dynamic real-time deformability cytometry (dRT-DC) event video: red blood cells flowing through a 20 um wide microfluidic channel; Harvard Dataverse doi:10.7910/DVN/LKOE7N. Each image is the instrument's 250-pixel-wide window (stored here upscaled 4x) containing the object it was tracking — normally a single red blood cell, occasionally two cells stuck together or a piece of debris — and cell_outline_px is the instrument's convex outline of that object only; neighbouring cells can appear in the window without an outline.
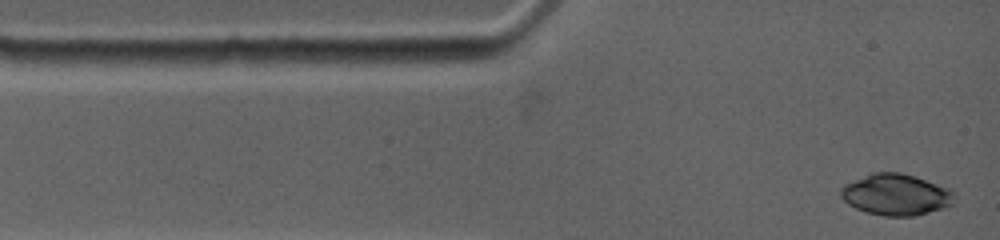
{"species": "common noctule bat (a hibernating species)", "species_latin": "Nyctalus noctula", "temperature_condition": "warm", "stored_images_in_passage": 5, "camera_frame_rate_fps": 4500, "um_per_image_px": 0.085, "animal": {"sex": "female", "body_mass_g": 19.0, "forearm_length_mm": 53.3}, "frame": {"image": 1, "passage_image": 1, "time_ms": 0.0, "image_size_px": [1000, 240], "cell_outline_px": [[956, 192], [952, 204], [928, 212], [912, 216], [884, 216], [864, 212], [848, 204], [840, 196], [840, 188], [844, 184], [872, 172], [900, 172], [916, 176], [952, 188]], "centroid_in_image_um": [76.16, 16.52], "position_along_channel_um": 8.8, "area_um2": 27.63}}
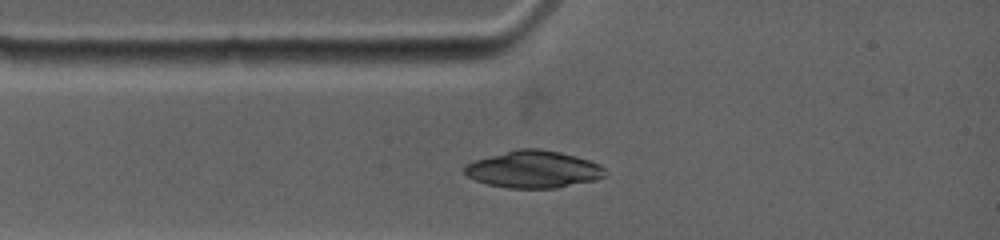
{"frame": {"image": 2, "passage_image": 3, "time_ms": 1.778, "image_size_px": [1000, 240], "cell_outline_px": [[604, 176], [596, 180], [556, 188], [508, 188], [488, 184], [476, 180], [468, 176], [464, 172], [464, 164], [476, 160], [520, 148], [536, 148], [560, 152], [588, 160], [600, 164], [604, 168]], "centroid_in_image_um": [45.35, 14.4], "position_along_channel_um": 39.7, "area_um2": 30.11}}
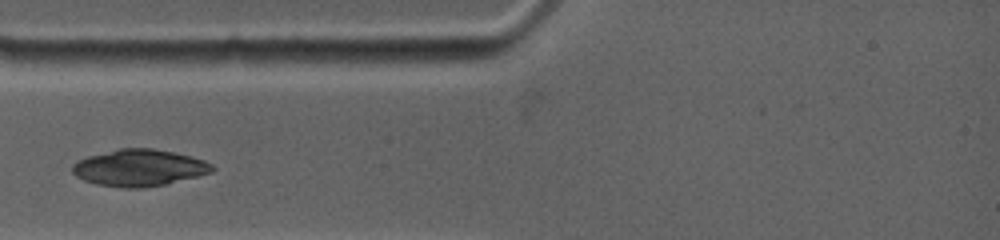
{"frame": {"image": 3, "passage_image": 4, "time_ms": 2.667, "image_size_px": [1000, 240], "cell_outline_px": [[216, 168], [212, 172], [164, 184], [144, 188], [120, 188], [96, 184], [84, 180], [76, 176], [72, 172], [72, 164], [76, 160], [88, 156], [120, 148], [152, 148], [192, 156], [204, 160], [212, 164]], "centroid_in_image_um": [11.81, 14.26], "position_along_channel_um": 73.2, "area_um2": 29.94}}